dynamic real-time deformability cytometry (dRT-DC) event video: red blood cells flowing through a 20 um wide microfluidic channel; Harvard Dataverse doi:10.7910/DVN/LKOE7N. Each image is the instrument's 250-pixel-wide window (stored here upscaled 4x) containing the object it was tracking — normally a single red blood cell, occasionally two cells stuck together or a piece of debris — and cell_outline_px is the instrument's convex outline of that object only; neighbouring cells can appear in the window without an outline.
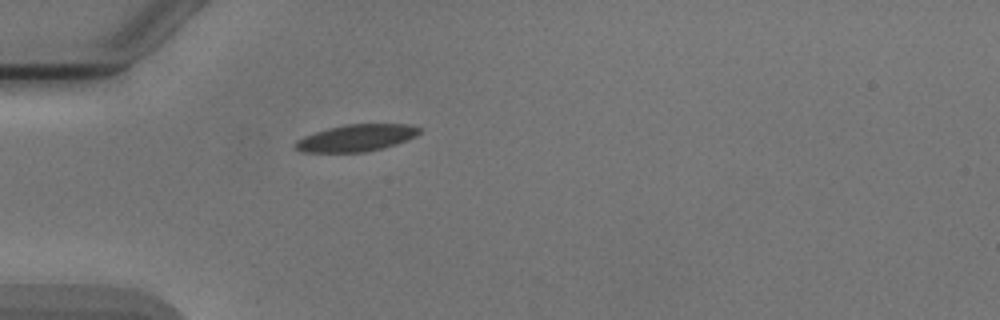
{"species": "Egyptian fruit bat (a non-hibernating species)", "species_latin": "Rousettus aegyptiacus", "temperature_condition": "cold", "stored_images_in_passage": 1, "camera_frame_rate_fps": 3000, "um_per_image_px": 0.085, "animal": {"sex": "male"}, "frame": {"image": 1, "passage_image": 1, "time_ms": 0.0, "image_size_px": [1000, 320], "cell_outline_px": [[420, 132], [416, 136], [380, 148], [364, 152], [300, 152], [292, 144], [296, 140], [304, 136], [328, 128], [344, 124], [404, 124], [420, 128]], "centroid_in_image_um": [30.2, 11.72], "position_along_channel_um": 54.8, "area_um2": 19.13}}